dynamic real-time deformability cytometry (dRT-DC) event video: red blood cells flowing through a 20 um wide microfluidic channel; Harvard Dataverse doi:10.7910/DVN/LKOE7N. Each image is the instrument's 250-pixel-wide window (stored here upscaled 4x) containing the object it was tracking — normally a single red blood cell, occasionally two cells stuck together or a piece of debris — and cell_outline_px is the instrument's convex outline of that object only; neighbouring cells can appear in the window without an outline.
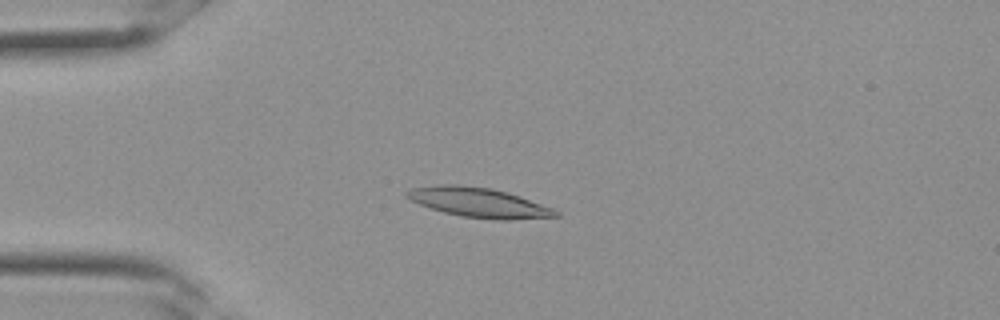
{"species": "Egyptian fruit bat (a non-hibernating species)", "species_latin": "Rousettus aegyptiacus", "temperature_condition": "room temperature", "stored_images_in_passage": 26, "camera_frame_rate_fps": 3000, "um_per_image_px": 0.085, "frame": {"image": 1, "passage_image": 2, "time_ms": 0.333, "image_size_px": [1000, 320], "cell_outline_px": [[560, 216], [512, 220], [500, 220], [460, 216], [444, 212], [420, 204], [404, 196], [404, 192], [412, 188], [436, 184], [460, 184], [492, 188], [508, 192], [520, 196], [552, 208], [560, 212]], "centroid_in_image_um": [40.69, 17.2], "position_along_channel_um": 44.3, "area_um2": 25.84}}
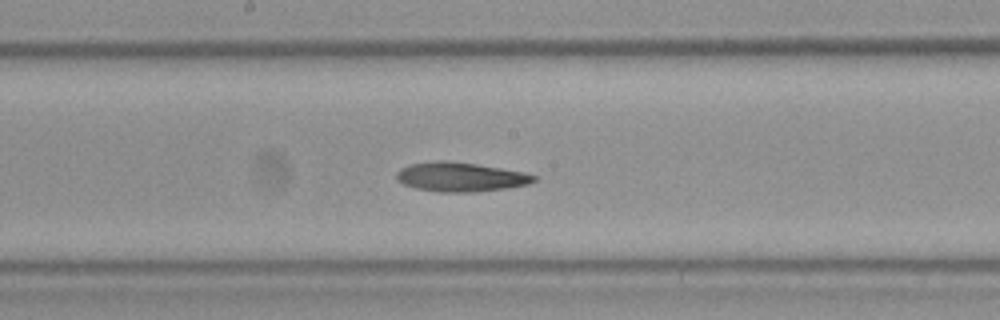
{"frame": {"image": 2, "passage_image": 11, "time_ms": 3.333, "image_size_px": [1000, 320], "cell_outline_px": [[536, 180], [528, 184], [508, 188], [472, 192], [440, 192], [416, 188], [404, 184], [396, 180], [396, 172], [400, 168], [412, 164], [440, 160], [444, 160], [476, 164], [524, 172], [536, 176]], "centroid_in_image_um": [39.13, 15.04], "position_along_channel_um": 209.1, "area_um2": 23.29}}
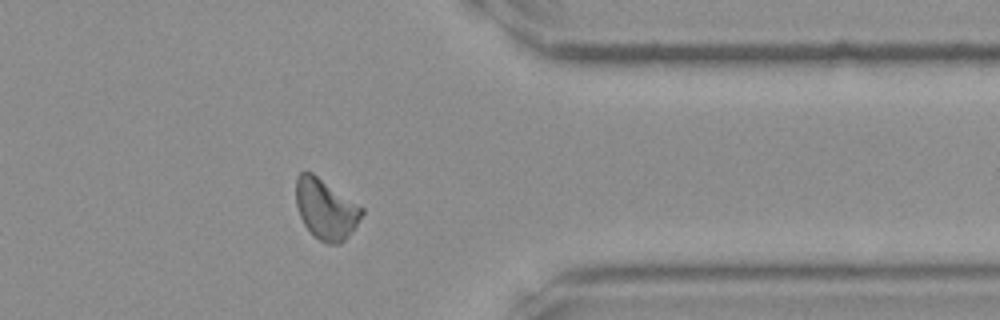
{"frame": {"image": 3, "passage_image": 20, "time_ms": 6.333, "image_size_px": [1000, 320], "cell_outline_px": [[364, 212], [348, 236], [340, 244], [328, 244], [320, 240], [304, 224], [300, 216], [296, 204], [296, 176], [300, 172], [312, 172], [360, 204], [364, 208]], "centroid_in_image_um": [27.7, 17.74], "position_along_channel_um": 383.7, "area_um2": 23.06}}